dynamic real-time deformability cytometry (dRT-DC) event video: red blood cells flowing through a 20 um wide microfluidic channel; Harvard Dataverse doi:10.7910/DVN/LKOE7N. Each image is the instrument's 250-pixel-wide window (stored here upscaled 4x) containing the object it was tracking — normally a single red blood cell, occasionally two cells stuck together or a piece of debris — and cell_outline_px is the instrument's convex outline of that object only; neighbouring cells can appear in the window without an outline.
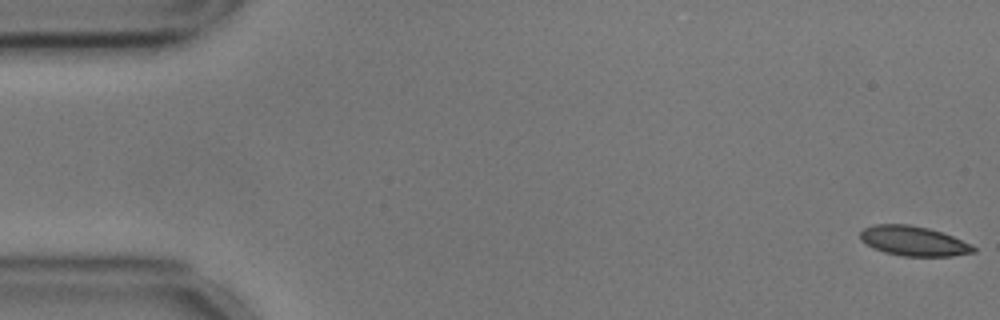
{"species": "common noctule bat (a hibernating species)", "species_latin": "Nyctalus noctula", "temperature_condition": "cold", "stored_images_in_passage": 56, "camera_frame_rate_fps": 3000, "um_per_image_px": 0.085, "animal": {"sex": "male", "body_mass_g": 17.9, "forearm_length_mm": 54.2}, "frame": {"image": 1, "passage_image": 1, "time_ms": 0.0, "image_size_px": [1000, 320], "cell_outline_px": [[976, 252], [952, 256], [904, 256], [884, 252], [872, 248], [860, 240], [860, 232], [864, 228], [872, 224], [908, 224], [928, 228], [952, 236], [976, 248]], "centroid_in_image_um": [77.6, 20.48], "position_along_channel_um": 7.4, "area_um2": 19.54}}
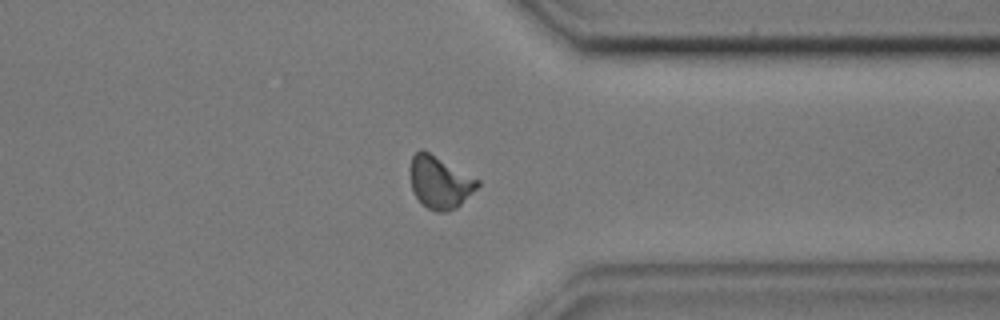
{"frame": {"image": 2, "passage_image": 43, "time_ms": 14.0, "image_size_px": [1000, 320], "cell_outline_px": [[480, 184], [456, 208], [448, 212], [436, 212], [428, 208], [416, 196], [412, 188], [412, 156], [420, 148], [428, 152], [480, 180]], "centroid_in_image_um": [37.41, 15.51], "position_along_channel_um": 374.0, "area_um2": 19.88}}
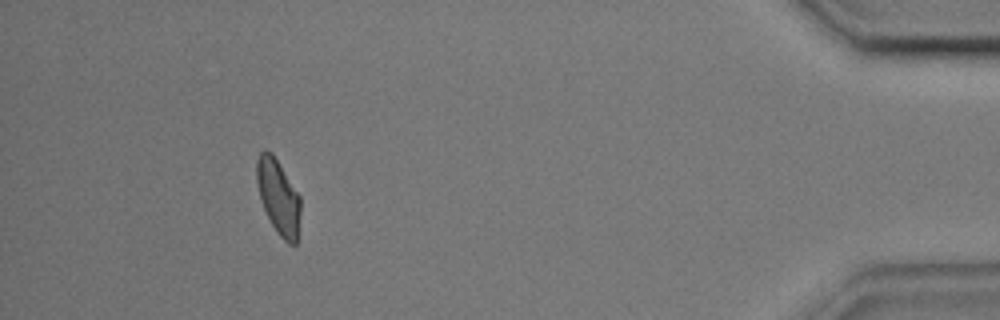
{"frame": {"image": 3, "passage_image": 51, "time_ms": 16.667, "image_size_px": [1000, 320], "cell_outline_px": [[300, 212], [296, 244], [288, 244], [276, 232], [260, 200], [256, 180], [256, 160], [260, 152], [264, 148], [272, 152], [300, 196]], "centroid_in_image_um": [23.64, 16.7], "position_along_channel_um": 411.6, "area_um2": 19.07}, "authors_computed_cell_mechanics": {"area_um2": 20.0566, "velocity_mm_per_s": 3.5698, "shape_relaxation_time_tau1_ms": 4.5601, "shape_relaxation_time_tau2_ms": 1.604, "deformation_change_tau1": 0.1104, "deformation_change_tau2": 0.061}}